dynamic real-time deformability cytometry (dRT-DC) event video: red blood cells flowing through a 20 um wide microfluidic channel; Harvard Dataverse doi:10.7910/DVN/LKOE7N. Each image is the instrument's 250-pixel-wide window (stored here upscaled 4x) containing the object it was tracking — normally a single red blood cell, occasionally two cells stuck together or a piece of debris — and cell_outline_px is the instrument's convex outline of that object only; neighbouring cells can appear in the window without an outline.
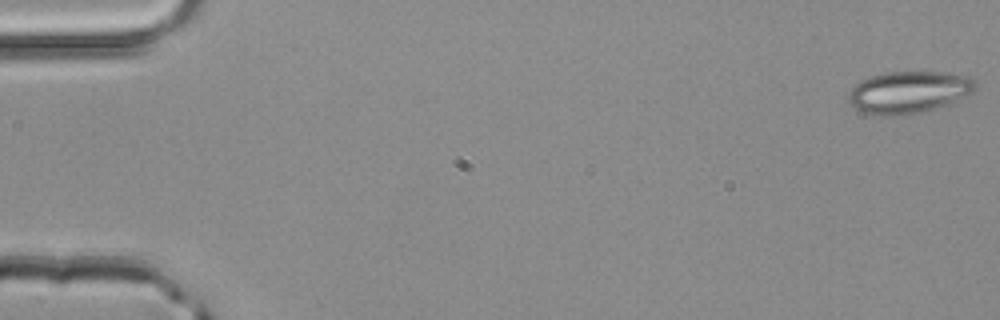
{"species": "common noctule bat (a hibernating species)", "species_latin": "Nyctalus noctula", "temperature_condition": "room temperature", "stored_images_in_passage": 51, "camera_frame_rate_fps": 3000, "um_per_image_px": 0.085, "animal": {"sex": "male", "body_mass_g": 20.4}, "frame": {"image": 1, "passage_image": 1, "time_ms": 0.0, "image_size_px": [1000, 320], "cell_outline_px": [[980, 84], [972, 92], [948, 104], [920, 112], [888, 116], [880, 116], [864, 112], [856, 108], [848, 100], [848, 92], [860, 80], [872, 76], [888, 72], [940, 72], [972, 76]], "centroid_in_image_um": [77.27, 7.82], "position_along_channel_um": 7.7, "area_um2": 30.98}}
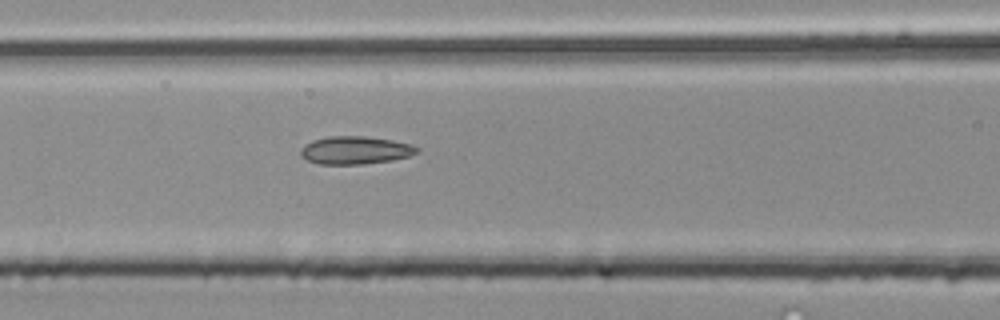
{"frame": {"image": 2, "passage_image": 22, "time_ms": 7.0, "image_size_px": [1000, 320], "cell_outline_px": [[420, 152], [408, 156], [392, 160], [360, 164], [320, 164], [308, 160], [300, 156], [300, 148], [304, 144], [312, 140], [328, 136], [364, 136], [392, 140], [412, 144], [420, 148]], "centroid_in_image_um": [30.19, 12.76], "position_along_channel_um": 136.4, "area_um2": 19.02}}
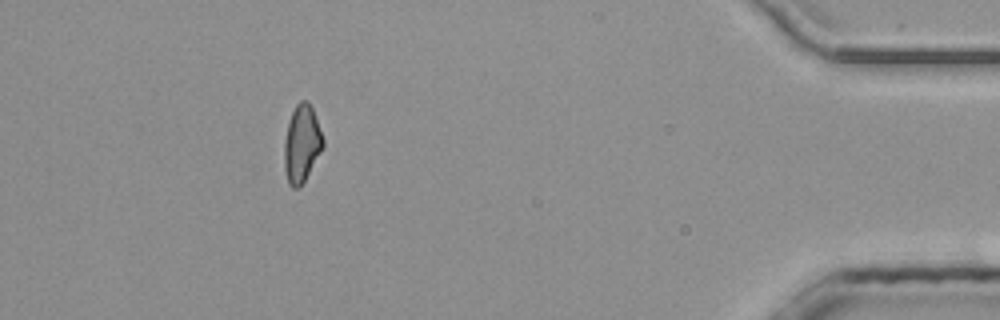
{"frame": {"image": 3, "passage_image": 46, "time_ms": 15.0, "image_size_px": [1000, 320], "cell_outline_px": [[324, 148], [300, 188], [292, 188], [288, 184], [284, 168], [284, 140], [288, 124], [292, 112], [296, 104], [300, 100], [308, 100], [312, 108], [324, 140]], "centroid_in_image_um": [25.65, 12.25], "position_along_channel_um": 409.6, "area_um2": 17.63}, "authors_computed_cell_mechanics": {"area_um2": 18.0914, "velocity_mm_per_s": 4.1558, "shape_relaxation_time_tau1_ms": null, "shape_relaxation_time_tau2_ms": 2.9397, "deformation_change_tau1": null, "deformation_change_tau2": 0.1134}}